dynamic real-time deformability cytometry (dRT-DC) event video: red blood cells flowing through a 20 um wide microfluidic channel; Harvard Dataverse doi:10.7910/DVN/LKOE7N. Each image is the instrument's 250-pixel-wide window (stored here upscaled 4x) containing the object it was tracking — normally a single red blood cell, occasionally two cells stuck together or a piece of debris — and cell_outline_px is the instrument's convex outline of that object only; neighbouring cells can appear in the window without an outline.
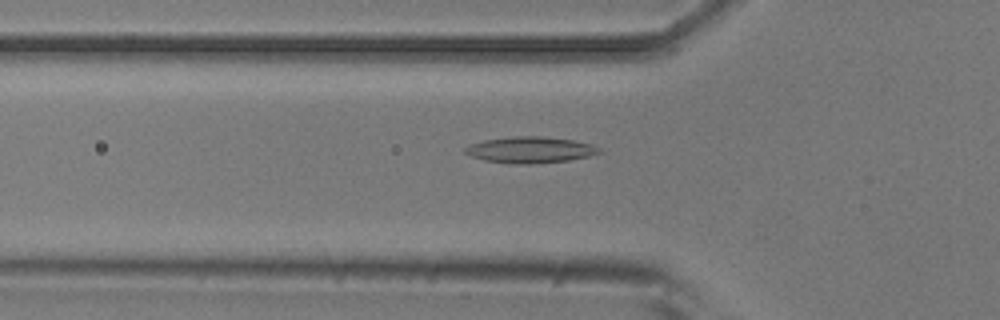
{"species": "common noctule bat (a hibernating species)", "species_latin": "Nyctalus noctula", "temperature_condition": "room temperature", "stored_images_in_passage": 25, "segment_of_instrument_passage": [1, 2], "camera_frame_rate_fps": 3000, "um_per_image_px": 0.085, "animal": {"sex": "male", "body_mass_g": 20.5, "forearm_length_mm": 52.5}, "frame": {"image": 1, "passage_image": 9, "time_ms": 2.667, "image_size_px": [1000, 320], "cell_outline_px": [[600, 152], [588, 156], [568, 160], [532, 164], [508, 164], [484, 160], [472, 156], [464, 152], [464, 148], [472, 144], [484, 140], [512, 136], [540, 136], [572, 140], [592, 144], [600, 148]], "centroid_in_image_um": [45.05, 12.74], "position_along_channel_um": 80.8, "area_um2": 20.4}}
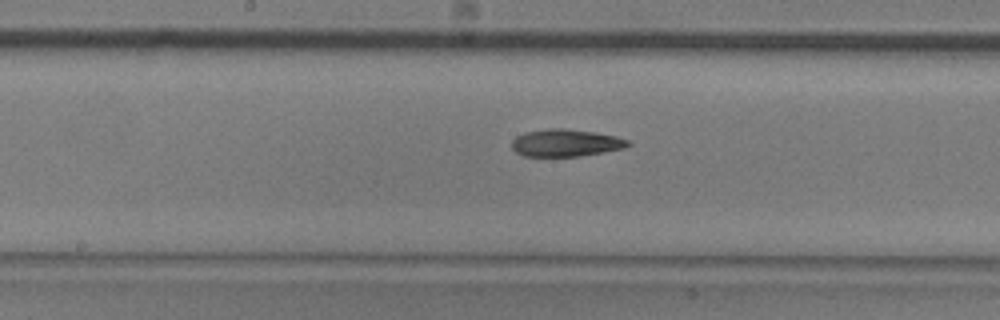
{"frame": {"image": 2, "passage_image": 18, "time_ms": 5.667, "image_size_px": [1000, 320], "cell_outline_px": [[632, 144], [624, 148], [576, 156], [524, 156], [516, 152], [512, 148], [512, 140], [516, 136], [524, 132], [548, 128], [564, 128], [596, 132], [616, 136], [628, 140]], "centroid_in_image_um": [48.06, 12.13], "position_along_channel_um": 200.1, "area_um2": 18.44}}
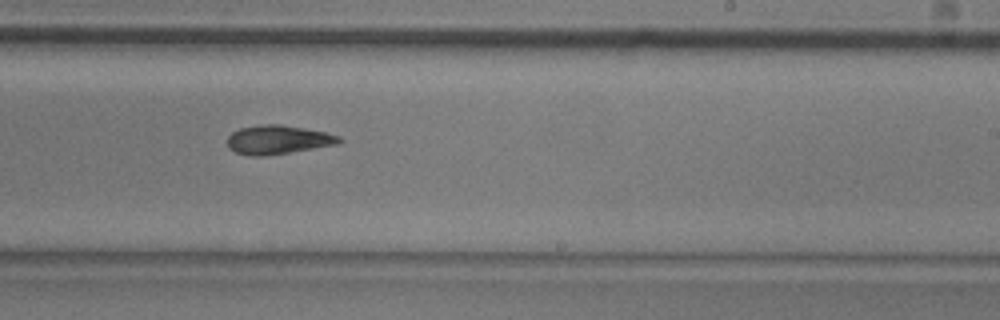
{"frame": {"image": 3, "passage_image": 23, "time_ms": 7.333, "image_size_px": [1000, 320], "cell_outline_px": [[344, 140], [340, 144], [288, 152], [260, 156], [248, 156], [236, 152], [228, 148], [228, 136], [232, 132], [240, 128], [260, 124], [280, 124], [304, 128], [324, 132], [340, 136]], "centroid_in_image_um": [23.63, 11.87], "position_along_channel_um": 265.4, "area_um2": 18.79}}